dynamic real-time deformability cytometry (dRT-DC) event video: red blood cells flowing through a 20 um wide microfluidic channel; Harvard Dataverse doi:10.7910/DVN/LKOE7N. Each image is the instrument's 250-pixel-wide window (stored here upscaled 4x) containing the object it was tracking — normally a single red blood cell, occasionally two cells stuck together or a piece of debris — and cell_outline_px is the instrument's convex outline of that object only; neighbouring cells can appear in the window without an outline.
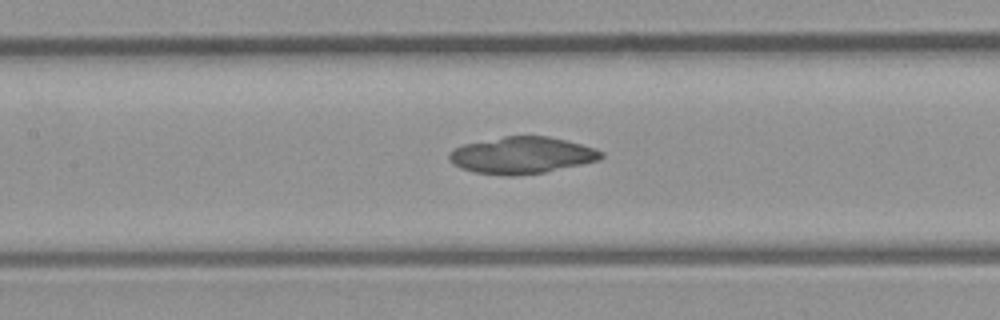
{"species": "common noctule bat (a hibernating species)", "species_latin": "Nyctalus noctula", "temperature_condition": "room temperature", "stored_images_in_passage": 46, "camera_frame_rate_fps": 3000, "um_per_image_px": 0.085, "animal": {"sex": "male", "body_mass_g": 23.1, "forearm_length_mm": 52.7}, "frame": {"image": 1, "passage_image": 21, "time_ms": 6.667, "image_size_px": [1000, 320], "cell_outline_px": [[604, 156], [600, 160], [544, 172], [512, 176], [504, 176], [476, 172], [460, 168], [452, 164], [448, 160], [448, 156], [456, 148], [464, 144], [504, 136], [548, 136], [580, 144], [604, 152]], "centroid_in_image_um": [44.34, 13.2], "position_along_channel_um": 163.1, "area_um2": 32.31}}
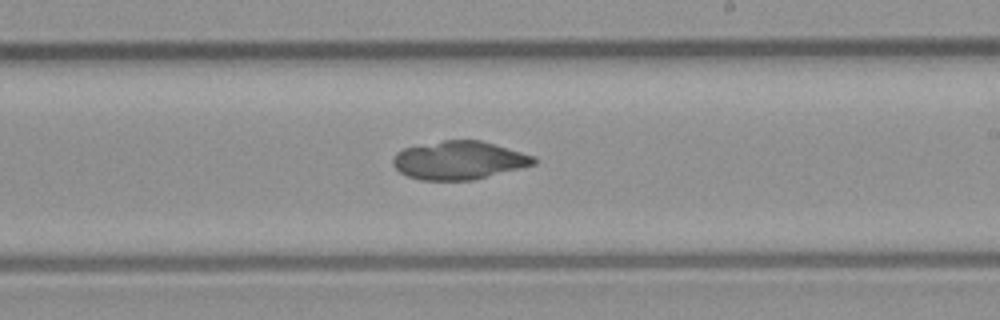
{"frame": {"image": 2, "passage_image": 27, "time_ms": 8.667, "image_size_px": [1000, 320], "cell_outline_px": [[536, 164], [472, 180], [420, 180], [408, 176], [400, 172], [392, 164], [392, 160], [396, 152], [404, 148], [444, 140], [480, 140], [536, 156]], "centroid_in_image_um": [39.01, 13.62], "position_along_channel_um": 250.0, "area_um2": 31.27}}
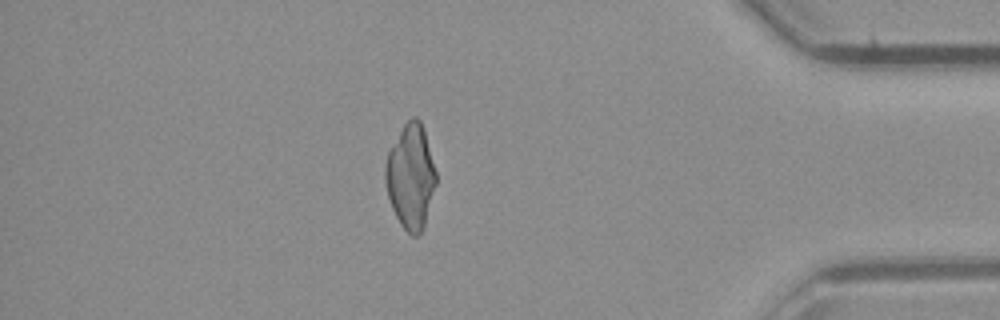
{"frame": {"image": 3, "passage_image": 40, "time_ms": 13.0, "image_size_px": [1000, 320], "cell_outline_px": [[436, 184], [424, 224], [420, 236], [412, 236], [400, 224], [392, 208], [388, 196], [384, 180], [384, 168], [388, 152], [404, 124], [412, 116], [416, 116], [420, 120], [424, 128], [436, 172]], "centroid_in_image_um": [34.9, 15.0], "position_along_channel_um": 400.3, "area_um2": 30.81}}